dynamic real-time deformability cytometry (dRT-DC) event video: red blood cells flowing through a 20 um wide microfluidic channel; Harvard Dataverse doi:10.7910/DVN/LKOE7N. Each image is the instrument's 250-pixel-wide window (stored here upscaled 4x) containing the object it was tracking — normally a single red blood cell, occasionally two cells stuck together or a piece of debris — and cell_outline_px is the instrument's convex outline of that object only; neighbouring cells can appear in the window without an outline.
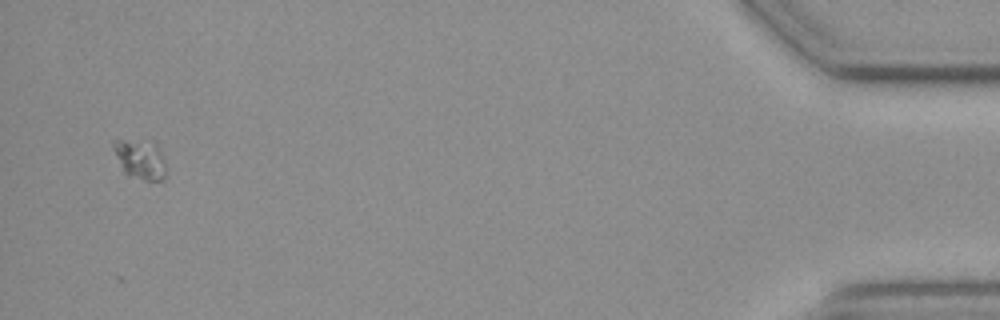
{"species": "common noctule bat (a hibernating species)", "species_latin": "Nyctalus noctula", "temperature_condition": "cold", "stored_images_in_passage": 11, "camera_frame_rate_fps": 3000, "um_per_image_px": 0.085, "animal": {"sex": "female", "body_mass_g": 19.3, "forearm_length_mm": 54.1}, "frame": {"image": 1, "passage_image": 11, "time_ms": 3.333, "image_size_px": [1000, 320], "cell_outline_px": [[164, 180], [144, 180], [128, 176], [124, 172], [112, 148], [112, 140], [152, 140], [156, 144], [164, 156]], "centroid_in_image_um": [11.91, 13.51], "position_along_channel_um": 423.3, "area_um2": 12.25}}